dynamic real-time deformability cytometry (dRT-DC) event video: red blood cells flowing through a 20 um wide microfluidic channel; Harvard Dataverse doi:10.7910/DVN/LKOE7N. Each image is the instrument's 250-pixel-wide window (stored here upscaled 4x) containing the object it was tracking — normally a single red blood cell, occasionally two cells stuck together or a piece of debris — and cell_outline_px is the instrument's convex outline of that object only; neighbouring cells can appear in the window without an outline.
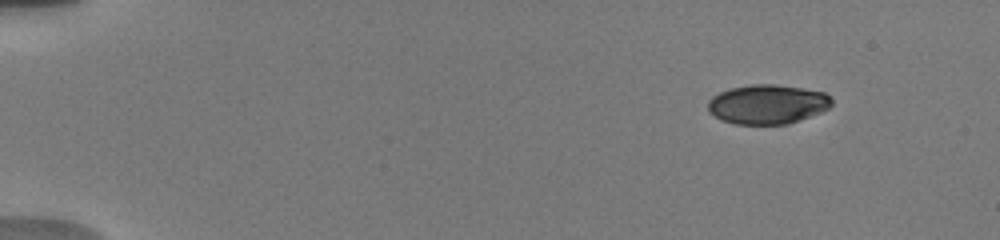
{"species": "human", "species_latin": "Homo sapiens", "temperature_condition": "warm", "stored_images_in_passage": 34, "camera_frame_rate_fps": 3000, "um_per_image_px": 0.085, "donor": {"sex": "male"}, "frame": {"image": 1, "passage_image": 3, "time_ms": 0.333, "image_size_px": [1000, 240], "cell_outline_px": [[832, 104], [828, 108], [820, 112], [788, 124], [736, 124], [724, 120], [708, 112], [708, 100], [712, 96], [720, 92], [732, 88], [752, 84], [776, 84], [824, 92], [832, 100]], "centroid_in_image_um": [65.22, 8.86], "position_along_channel_um": 19.8, "area_um2": 28.15}}
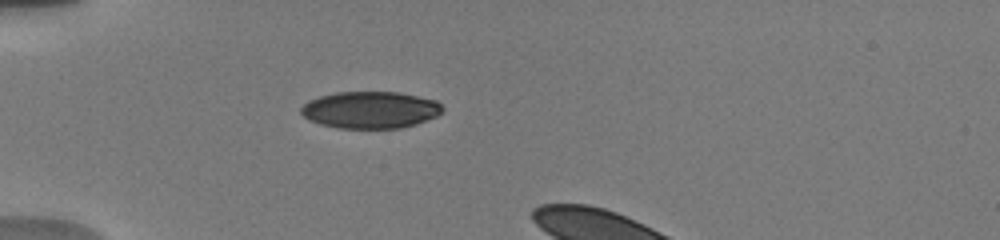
{"frame": {"image": 2, "passage_image": 24, "time_ms": 4.0, "image_size_px": [1000, 240], "cell_outline_px": [[444, 112], [436, 116], [416, 124], [400, 128], [336, 128], [320, 124], [308, 120], [300, 112], [300, 108], [308, 100], [320, 96], [336, 92], [396, 92], [436, 100], [444, 108]], "centroid_in_image_um": [31.46, 9.34], "position_along_channel_um": 53.5, "area_um2": 30.52}}
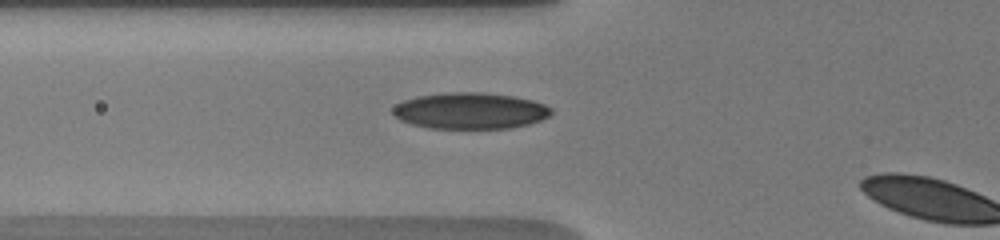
{"frame": {"image": 3, "passage_image": 32, "time_ms": 5.333, "image_size_px": [1000, 240], "cell_outline_px": [[552, 112], [548, 116], [540, 120], [528, 124], [512, 128], [428, 128], [412, 124], [400, 120], [392, 112], [392, 108], [396, 104], [404, 100], [416, 96], [448, 92], [484, 92], [512, 96], [532, 100], [544, 104], [552, 108]], "centroid_in_image_um": [39.95, 9.41], "position_along_channel_um": 85.8, "area_um2": 33.52}}